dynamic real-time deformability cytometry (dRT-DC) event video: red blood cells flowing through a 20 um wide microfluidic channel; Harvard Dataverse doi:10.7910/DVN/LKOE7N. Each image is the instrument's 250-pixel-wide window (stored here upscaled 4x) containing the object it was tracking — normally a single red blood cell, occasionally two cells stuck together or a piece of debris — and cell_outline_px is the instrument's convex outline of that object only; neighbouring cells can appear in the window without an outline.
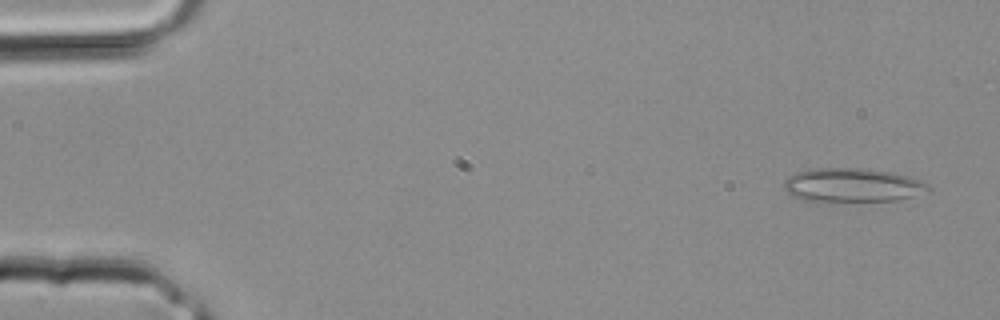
{"species": "common noctule bat (a hibernating species)", "species_latin": "Nyctalus noctula", "temperature_condition": "room temperature", "stored_images_in_passage": 35, "camera_frame_rate_fps": 3000, "um_per_image_px": 0.085, "animal": {"sex": "male", "body_mass_g": 20.4}, "frame": {"image": 1, "passage_image": 2, "time_ms": 0.333, "image_size_px": [1000, 320], "cell_outline_px": [[932, 188], [912, 196], [896, 200], [828, 204], [804, 200], [792, 196], [784, 188], [784, 180], [788, 176], [796, 172], [812, 168], [860, 168], [892, 172], [908, 176], [920, 180], [928, 184]], "centroid_in_image_um": [72.39, 15.77], "position_along_channel_um": 12.6, "area_um2": 29.3}}
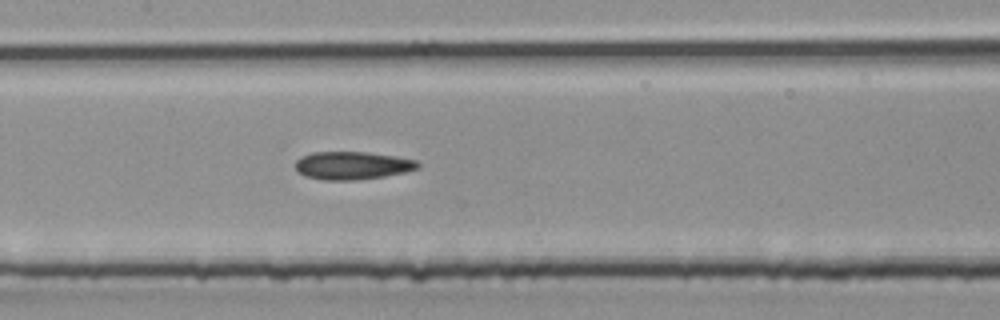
{"frame": {"image": 2, "passage_image": 17, "time_ms": 5.333, "image_size_px": [1000, 320], "cell_outline_px": [[420, 168], [404, 172], [384, 176], [356, 180], [324, 180], [304, 176], [296, 168], [296, 160], [300, 156], [312, 152], [368, 152], [416, 160], [420, 164]], "centroid_in_image_um": [29.93, 14.06], "position_along_channel_um": 177.5, "area_um2": 19.88}}
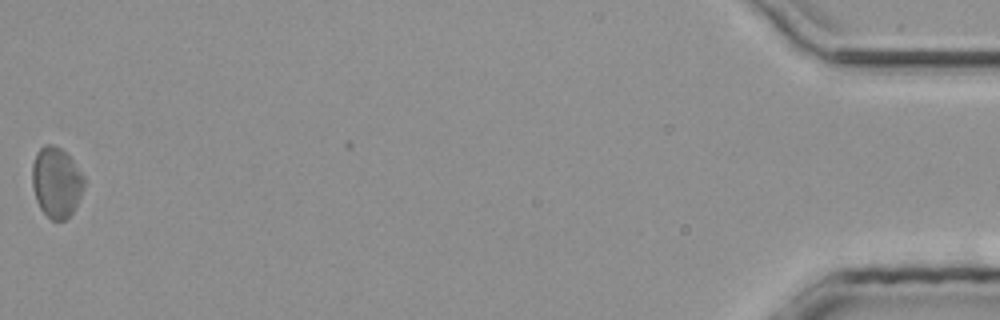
{"frame": {"image": 3, "passage_image": 35, "time_ms": 11.333, "image_size_px": [1000, 320], "cell_outline_px": [[84, 188], [76, 208], [64, 220], [52, 220], [40, 208], [36, 200], [32, 188], [32, 164], [36, 152], [44, 144], [52, 144], [60, 148], [72, 160], [84, 176]], "centroid_in_image_um": [4.78, 15.49], "position_along_channel_um": 430.4, "area_um2": 21.33}}